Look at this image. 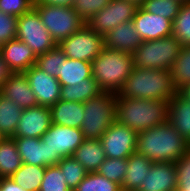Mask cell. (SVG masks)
I'll use <instances>...</instances> for the list:
<instances>
[{"mask_svg":"<svg viewBox=\"0 0 190 191\" xmlns=\"http://www.w3.org/2000/svg\"><path fill=\"white\" fill-rule=\"evenodd\" d=\"M73 191H122L121 186L97 172L88 173Z\"/></svg>","mask_w":190,"mask_h":191,"instance_id":"obj_34","label":"cell"},{"mask_svg":"<svg viewBox=\"0 0 190 191\" xmlns=\"http://www.w3.org/2000/svg\"><path fill=\"white\" fill-rule=\"evenodd\" d=\"M181 5L175 0H145L141 7L149 13L166 17L173 22Z\"/></svg>","mask_w":190,"mask_h":191,"instance_id":"obj_36","label":"cell"},{"mask_svg":"<svg viewBox=\"0 0 190 191\" xmlns=\"http://www.w3.org/2000/svg\"><path fill=\"white\" fill-rule=\"evenodd\" d=\"M17 18L16 38L24 42L36 56L57 46L34 7Z\"/></svg>","mask_w":190,"mask_h":191,"instance_id":"obj_8","label":"cell"},{"mask_svg":"<svg viewBox=\"0 0 190 191\" xmlns=\"http://www.w3.org/2000/svg\"><path fill=\"white\" fill-rule=\"evenodd\" d=\"M39 191H72L58 165L46 167Z\"/></svg>","mask_w":190,"mask_h":191,"instance_id":"obj_37","label":"cell"},{"mask_svg":"<svg viewBox=\"0 0 190 191\" xmlns=\"http://www.w3.org/2000/svg\"><path fill=\"white\" fill-rule=\"evenodd\" d=\"M177 92L171 70L134 67L117 97L170 101Z\"/></svg>","mask_w":190,"mask_h":191,"instance_id":"obj_2","label":"cell"},{"mask_svg":"<svg viewBox=\"0 0 190 191\" xmlns=\"http://www.w3.org/2000/svg\"><path fill=\"white\" fill-rule=\"evenodd\" d=\"M35 0H0V11L19 17L34 7Z\"/></svg>","mask_w":190,"mask_h":191,"instance_id":"obj_40","label":"cell"},{"mask_svg":"<svg viewBox=\"0 0 190 191\" xmlns=\"http://www.w3.org/2000/svg\"><path fill=\"white\" fill-rule=\"evenodd\" d=\"M172 35L181 46H190V1L181 5L173 21Z\"/></svg>","mask_w":190,"mask_h":191,"instance_id":"obj_32","label":"cell"},{"mask_svg":"<svg viewBox=\"0 0 190 191\" xmlns=\"http://www.w3.org/2000/svg\"><path fill=\"white\" fill-rule=\"evenodd\" d=\"M64 174L67 186L73 191L77 185L86 177L88 172L83 165L72 156L62 158L57 164Z\"/></svg>","mask_w":190,"mask_h":191,"instance_id":"obj_33","label":"cell"},{"mask_svg":"<svg viewBox=\"0 0 190 191\" xmlns=\"http://www.w3.org/2000/svg\"><path fill=\"white\" fill-rule=\"evenodd\" d=\"M137 6L126 0H110L107 6L96 13L86 24L96 33L105 36L119 24L132 21Z\"/></svg>","mask_w":190,"mask_h":191,"instance_id":"obj_11","label":"cell"},{"mask_svg":"<svg viewBox=\"0 0 190 191\" xmlns=\"http://www.w3.org/2000/svg\"><path fill=\"white\" fill-rule=\"evenodd\" d=\"M137 191H177L175 163L153 162Z\"/></svg>","mask_w":190,"mask_h":191,"instance_id":"obj_16","label":"cell"},{"mask_svg":"<svg viewBox=\"0 0 190 191\" xmlns=\"http://www.w3.org/2000/svg\"><path fill=\"white\" fill-rule=\"evenodd\" d=\"M126 169L127 158L107 157L98 168L97 173L122 186Z\"/></svg>","mask_w":190,"mask_h":191,"instance_id":"obj_35","label":"cell"},{"mask_svg":"<svg viewBox=\"0 0 190 191\" xmlns=\"http://www.w3.org/2000/svg\"><path fill=\"white\" fill-rule=\"evenodd\" d=\"M52 123L51 111L47 106L23 109L14 136L41 138Z\"/></svg>","mask_w":190,"mask_h":191,"instance_id":"obj_15","label":"cell"},{"mask_svg":"<svg viewBox=\"0 0 190 191\" xmlns=\"http://www.w3.org/2000/svg\"><path fill=\"white\" fill-rule=\"evenodd\" d=\"M142 41L161 39L172 35L173 22L138 7L132 20Z\"/></svg>","mask_w":190,"mask_h":191,"instance_id":"obj_14","label":"cell"},{"mask_svg":"<svg viewBox=\"0 0 190 191\" xmlns=\"http://www.w3.org/2000/svg\"><path fill=\"white\" fill-rule=\"evenodd\" d=\"M142 43L132 21L119 24L104 36V47L133 53Z\"/></svg>","mask_w":190,"mask_h":191,"instance_id":"obj_20","label":"cell"},{"mask_svg":"<svg viewBox=\"0 0 190 191\" xmlns=\"http://www.w3.org/2000/svg\"><path fill=\"white\" fill-rule=\"evenodd\" d=\"M168 121L190 143V101L179 92L169 101Z\"/></svg>","mask_w":190,"mask_h":191,"instance_id":"obj_21","label":"cell"},{"mask_svg":"<svg viewBox=\"0 0 190 191\" xmlns=\"http://www.w3.org/2000/svg\"><path fill=\"white\" fill-rule=\"evenodd\" d=\"M23 109L0 94V136L13 137Z\"/></svg>","mask_w":190,"mask_h":191,"instance_id":"obj_28","label":"cell"},{"mask_svg":"<svg viewBox=\"0 0 190 191\" xmlns=\"http://www.w3.org/2000/svg\"><path fill=\"white\" fill-rule=\"evenodd\" d=\"M169 101L117 97L116 120L137 133L168 120Z\"/></svg>","mask_w":190,"mask_h":191,"instance_id":"obj_3","label":"cell"},{"mask_svg":"<svg viewBox=\"0 0 190 191\" xmlns=\"http://www.w3.org/2000/svg\"><path fill=\"white\" fill-rule=\"evenodd\" d=\"M52 123L60 126L81 128L84 120L83 103L59 100L49 107Z\"/></svg>","mask_w":190,"mask_h":191,"instance_id":"obj_22","label":"cell"},{"mask_svg":"<svg viewBox=\"0 0 190 191\" xmlns=\"http://www.w3.org/2000/svg\"><path fill=\"white\" fill-rule=\"evenodd\" d=\"M126 1L135 4L137 7H141L145 0H126Z\"/></svg>","mask_w":190,"mask_h":191,"instance_id":"obj_46","label":"cell"},{"mask_svg":"<svg viewBox=\"0 0 190 191\" xmlns=\"http://www.w3.org/2000/svg\"><path fill=\"white\" fill-rule=\"evenodd\" d=\"M110 0H74L72 8L80 15L86 23L96 13L108 5Z\"/></svg>","mask_w":190,"mask_h":191,"instance_id":"obj_38","label":"cell"},{"mask_svg":"<svg viewBox=\"0 0 190 191\" xmlns=\"http://www.w3.org/2000/svg\"><path fill=\"white\" fill-rule=\"evenodd\" d=\"M91 63L93 79L104 92L119 93L134 68L132 53L106 47Z\"/></svg>","mask_w":190,"mask_h":191,"instance_id":"obj_4","label":"cell"},{"mask_svg":"<svg viewBox=\"0 0 190 191\" xmlns=\"http://www.w3.org/2000/svg\"><path fill=\"white\" fill-rule=\"evenodd\" d=\"M23 162L13 137L0 139V178L11 177Z\"/></svg>","mask_w":190,"mask_h":191,"instance_id":"obj_27","label":"cell"},{"mask_svg":"<svg viewBox=\"0 0 190 191\" xmlns=\"http://www.w3.org/2000/svg\"><path fill=\"white\" fill-rule=\"evenodd\" d=\"M180 49V42L173 35L157 40L142 41L132 53L134 67L171 70Z\"/></svg>","mask_w":190,"mask_h":191,"instance_id":"obj_6","label":"cell"},{"mask_svg":"<svg viewBox=\"0 0 190 191\" xmlns=\"http://www.w3.org/2000/svg\"><path fill=\"white\" fill-rule=\"evenodd\" d=\"M18 18L0 11V46L17 36Z\"/></svg>","mask_w":190,"mask_h":191,"instance_id":"obj_39","label":"cell"},{"mask_svg":"<svg viewBox=\"0 0 190 191\" xmlns=\"http://www.w3.org/2000/svg\"><path fill=\"white\" fill-rule=\"evenodd\" d=\"M84 120L81 131L84 139H101L105 131L116 121L117 93L103 92L83 103Z\"/></svg>","mask_w":190,"mask_h":191,"instance_id":"obj_5","label":"cell"},{"mask_svg":"<svg viewBox=\"0 0 190 191\" xmlns=\"http://www.w3.org/2000/svg\"><path fill=\"white\" fill-rule=\"evenodd\" d=\"M153 164L147 157L137 152L127 158L126 174L121 186L122 191H137Z\"/></svg>","mask_w":190,"mask_h":191,"instance_id":"obj_23","label":"cell"},{"mask_svg":"<svg viewBox=\"0 0 190 191\" xmlns=\"http://www.w3.org/2000/svg\"><path fill=\"white\" fill-rule=\"evenodd\" d=\"M173 85L179 91L190 83V46H181L171 68Z\"/></svg>","mask_w":190,"mask_h":191,"instance_id":"obj_30","label":"cell"},{"mask_svg":"<svg viewBox=\"0 0 190 191\" xmlns=\"http://www.w3.org/2000/svg\"><path fill=\"white\" fill-rule=\"evenodd\" d=\"M177 191H190V187H177Z\"/></svg>","mask_w":190,"mask_h":191,"instance_id":"obj_47","label":"cell"},{"mask_svg":"<svg viewBox=\"0 0 190 191\" xmlns=\"http://www.w3.org/2000/svg\"><path fill=\"white\" fill-rule=\"evenodd\" d=\"M177 187H190V148L175 162Z\"/></svg>","mask_w":190,"mask_h":191,"instance_id":"obj_41","label":"cell"},{"mask_svg":"<svg viewBox=\"0 0 190 191\" xmlns=\"http://www.w3.org/2000/svg\"><path fill=\"white\" fill-rule=\"evenodd\" d=\"M72 157L80 162L88 173L97 172L107 158L100 139H84Z\"/></svg>","mask_w":190,"mask_h":191,"instance_id":"obj_24","label":"cell"},{"mask_svg":"<svg viewBox=\"0 0 190 191\" xmlns=\"http://www.w3.org/2000/svg\"><path fill=\"white\" fill-rule=\"evenodd\" d=\"M46 167L22 164L16 172L9 177L14 183L22 186L26 191H39Z\"/></svg>","mask_w":190,"mask_h":191,"instance_id":"obj_29","label":"cell"},{"mask_svg":"<svg viewBox=\"0 0 190 191\" xmlns=\"http://www.w3.org/2000/svg\"><path fill=\"white\" fill-rule=\"evenodd\" d=\"M24 74L39 105L50 107L60 100L61 84L56 77L41 71L35 65Z\"/></svg>","mask_w":190,"mask_h":191,"instance_id":"obj_13","label":"cell"},{"mask_svg":"<svg viewBox=\"0 0 190 191\" xmlns=\"http://www.w3.org/2000/svg\"><path fill=\"white\" fill-rule=\"evenodd\" d=\"M52 151L53 165H57L62 158L71 157L74 151L84 141L80 128L60 126L51 123L48 131L41 137Z\"/></svg>","mask_w":190,"mask_h":191,"instance_id":"obj_10","label":"cell"},{"mask_svg":"<svg viewBox=\"0 0 190 191\" xmlns=\"http://www.w3.org/2000/svg\"><path fill=\"white\" fill-rule=\"evenodd\" d=\"M0 94L15 102L21 109L39 106L24 73H14L3 84Z\"/></svg>","mask_w":190,"mask_h":191,"instance_id":"obj_19","label":"cell"},{"mask_svg":"<svg viewBox=\"0 0 190 191\" xmlns=\"http://www.w3.org/2000/svg\"><path fill=\"white\" fill-rule=\"evenodd\" d=\"M3 59L14 73H24L36 64L37 56L21 40L15 38L0 46Z\"/></svg>","mask_w":190,"mask_h":191,"instance_id":"obj_18","label":"cell"},{"mask_svg":"<svg viewBox=\"0 0 190 191\" xmlns=\"http://www.w3.org/2000/svg\"><path fill=\"white\" fill-rule=\"evenodd\" d=\"M88 78H93L91 62L66 58L61 65L57 80L61 86H75Z\"/></svg>","mask_w":190,"mask_h":191,"instance_id":"obj_25","label":"cell"},{"mask_svg":"<svg viewBox=\"0 0 190 191\" xmlns=\"http://www.w3.org/2000/svg\"><path fill=\"white\" fill-rule=\"evenodd\" d=\"M189 148V142L168 120L137 134L136 152L152 162L175 163Z\"/></svg>","mask_w":190,"mask_h":191,"instance_id":"obj_1","label":"cell"},{"mask_svg":"<svg viewBox=\"0 0 190 191\" xmlns=\"http://www.w3.org/2000/svg\"><path fill=\"white\" fill-rule=\"evenodd\" d=\"M103 92L93 78H88L75 86H61L60 100L84 103L91 98L98 97Z\"/></svg>","mask_w":190,"mask_h":191,"instance_id":"obj_26","label":"cell"},{"mask_svg":"<svg viewBox=\"0 0 190 191\" xmlns=\"http://www.w3.org/2000/svg\"><path fill=\"white\" fill-rule=\"evenodd\" d=\"M74 0H37L39 4H49L54 6H72Z\"/></svg>","mask_w":190,"mask_h":191,"instance_id":"obj_44","label":"cell"},{"mask_svg":"<svg viewBox=\"0 0 190 191\" xmlns=\"http://www.w3.org/2000/svg\"><path fill=\"white\" fill-rule=\"evenodd\" d=\"M175 1L180 2L181 4H183V3H186V2H188L190 0H175Z\"/></svg>","mask_w":190,"mask_h":191,"instance_id":"obj_48","label":"cell"},{"mask_svg":"<svg viewBox=\"0 0 190 191\" xmlns=\"http://www.w3.org/2000/svg\"><path fill=\"white\" fill-rule=\"evenodd\" d=\"M184 98L190 101V83L186 84L178 91Z\"/></svg>","mask_w":190,"mask_h":191,"instance_id":"obj_45","label":"cell"},{"mask_svg":"<svg viewBox=\"0 0 190 191\" xmlns=\"http://www.w3.org/2000/svg\"><path fill=\"white\" fill-rule=\"evenodd\" d=\"M57 45L69 59L92 62L104 48V36L85 24Z\"/></svg>","mask_w":190,"mask_h":191,"instance_id":"obj_9","label":"cell"},{"mask_svg":"<svg viewBox=\"0 0 190 191\" xmlns=\"http://www.w3.org/2000/svg\"><path fill=\"white\" fill-rule=\"evenodd\" d=\"M137 134L136 131L116 120L100 139L106 157L128 158L135 153Z\"/></svg>","mask_w":190,"mask_h":191,"instance_id":"obj_12","label":"cell"},{"mask_svg":"<svg viewBox=\"0 0 190 191\" xmlns=\"http://www.w3.org/2000/svg\"><path fill=\"white\" fill-rule=\"evenodd\" d=\"M18 153L24 164L53 166L52 151L41 138L13 136Z\"/></svg>","mask_w":190,"mask_h":191,"instance_id":"obj_17","label":"cell"},{"mask_svg":"<svg viewBox=\"0 0 190 191\" xmlns=\"http://www.w3.org/2000/svg\"><path fill=\"white\" fill-rule=\"evenodd\" d=\"M0 191H26L22 186L14 183L10 178H0Z\"/></svg>","mask_w":190,"mask_h":191,"instance_id":"obj_43","label":"cell"},{"mask_svg":"<svg viewBox=\"0 0 190 191\" xmlns=\"http://www.w3.org/2000/svg\"><path fill=\"white\" fill-rule=\"evenodd\" d=\"M66 56L58 45L44 54L37 56L35 66L52 77L60 76V68L65 62Z\"/></svg>","mask_w":190,"mask_h":191,"instance_id":"obj_31","label":"cell"},{"mask_svg":"<svg viewBox=\"0 0 190 191\" xmlns=\"http://www.w3.org/2000/svg\"><path fill=\"white\" fill-rule=\"evenodd\" d=\"M14 74V72L7 65L3 59V55L0 51V89L3 84Z\"/></svg>","mask_w":190,"mask_h":191,"instance_id":"obj_42","label":"cell"},{"mask_svg":"<svg viewBox=\"0 0 190 191\" xmlns=\"http://www.w3.org/2000/svg\"><path fill=\"white\" fill-rule=\"evenodd\" d=\"M34 8L57 44L86 24L72 6L39 4L35 1Z\"/></svg>","mask_w":190,"mask_h":191,"instance_id":"obj_7","label":"cell"}]
</instances>
